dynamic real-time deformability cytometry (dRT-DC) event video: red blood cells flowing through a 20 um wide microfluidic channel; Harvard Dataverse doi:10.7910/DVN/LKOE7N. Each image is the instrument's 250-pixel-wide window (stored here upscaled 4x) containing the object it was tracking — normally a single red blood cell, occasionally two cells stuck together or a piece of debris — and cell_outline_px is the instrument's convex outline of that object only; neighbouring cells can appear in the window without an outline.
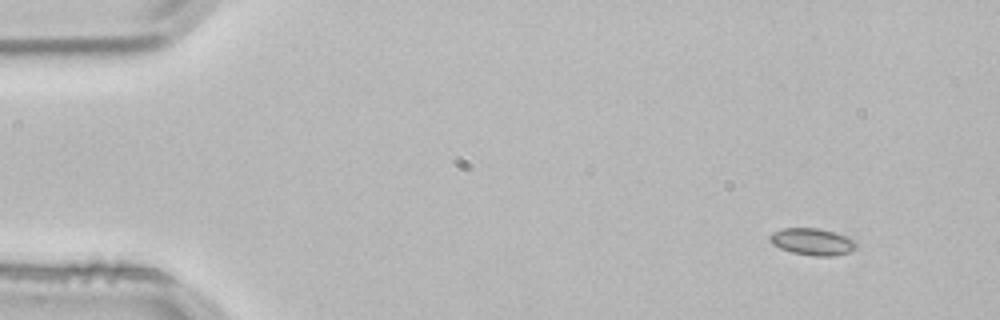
{"species": "common noctule bat (a hibernating species)", "species_latin": "Nyctalus noctula", "temperature_condition": "room temperature", "stored_images_in_passage": 3, "camera_frame_rate_fps": 3000, "um_per_image_px": 0.085, "animal": {"sex": "male", "body_mass_g": 21.5, "forearm_length_mm": 52.0}, "frame": {"image": 1, "passage_image": 1, "time_ms": 0.0, "image_size_px": [1000, 320], "cell_outline_px": [[856, 248], [848, 252], [832, 256], [812, 256], [792, 252], [780, 248], [772, 244], [768, 240], [768, 236], [772, 232], [784, 228], [820, 228], [856, 240]], "centroid_in_image_um": [69.01, 20.54], "position_along_channel_um": 16.0, "area_um2": 13.53}}
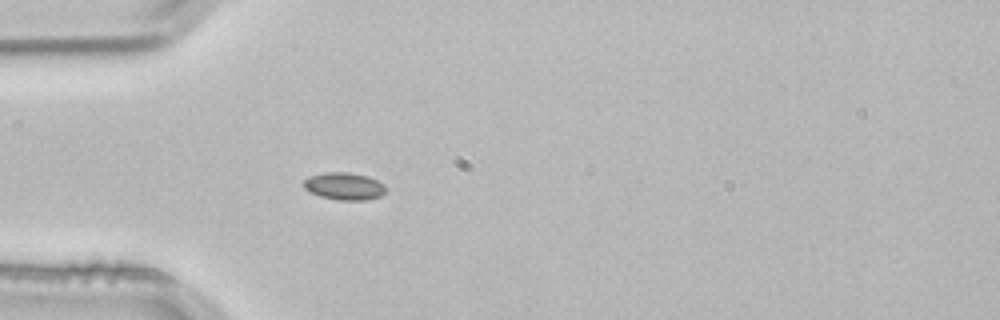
{"frame": {"image": 2, "passage_image": 3, "time_ms": 0.667, "image_size_px": [1000, 320], "cell_outline_px": [[384, 192], [380, 196], [368, 200], [340, 200], [320, 196], [308, 192], [304, 188], [304, 180], [308, 176], [324, 172], [348, 172], [368, 176], [384, 184]], "centroid_in_image_um": [29.23, 15.82], "position_along_channel_um": 55.8, "area_um2": 13.12}}